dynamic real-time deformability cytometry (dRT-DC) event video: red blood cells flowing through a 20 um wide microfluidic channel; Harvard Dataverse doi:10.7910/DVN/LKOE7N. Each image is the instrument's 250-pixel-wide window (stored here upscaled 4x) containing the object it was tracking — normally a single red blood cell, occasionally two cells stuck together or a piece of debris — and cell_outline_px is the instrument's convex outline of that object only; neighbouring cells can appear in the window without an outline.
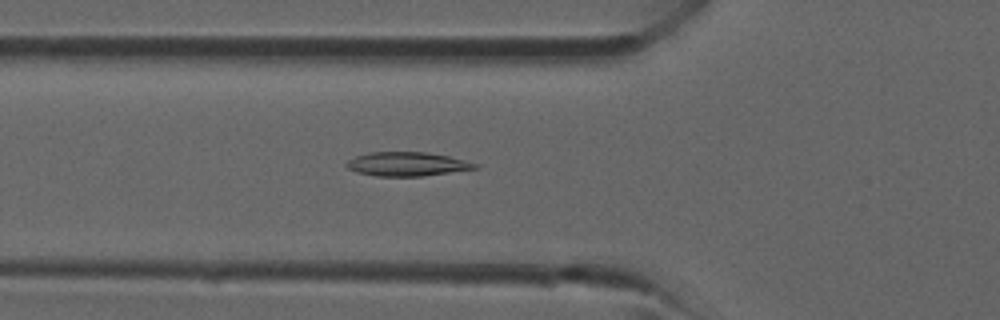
{"species": "common noctule bat (a hibernating species)", "species_latin": "Nyctalus noctula", "temperature_condition": "room temperature", "stored_images_in_passage": 38, "camera_frame_rate_fps": 3000, "um_per_image_px": 0.085, "animal": {"sex": "male", "forearm_length_mm": 52.5}, "frame": {"image": 1, "passage_image": 14, "time_ms": 4.333, "image_size_px": [1000, 320], "cell_outline_px": [[480, 168], [424, 176], [376, 176], [356, 172], [348, 168], [344, 164], [348, 160], [356, 156], [368, 152], [428, 152], [448, 156], [480, 164]], "centroid_in_image_um": [34.62, 13.94], "position_along_channel_um": 91.2, "area_um2": 18.09}}
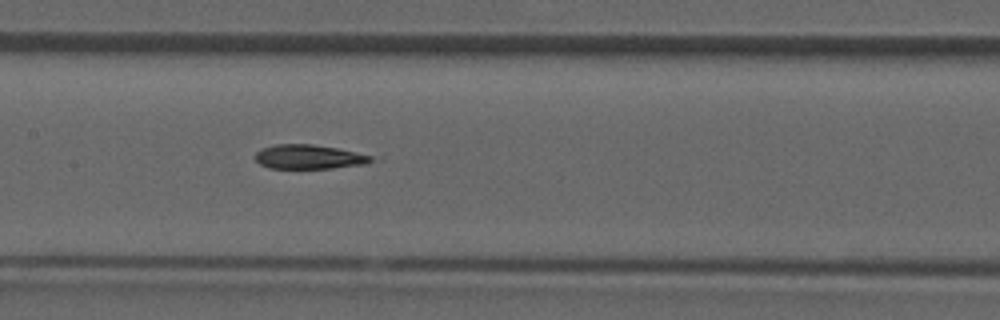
{"frame": {"image": 2, "passage_image": 19, "time_ms": 6.0, "image_size_px": [1000, 320], "cell_outline_px": [[376, 160], [368, 164], [332, 168], [268, 168], [260, 164], [256, 160], [256, 152], [264, 148], [276, 144], [312, 144], [336, 148], [356, 152], [372, 156]], "centroid_in_image_um": [26.3, 13.34], "position_along_channel_um": 181.1, "area_um2": 16.36}}
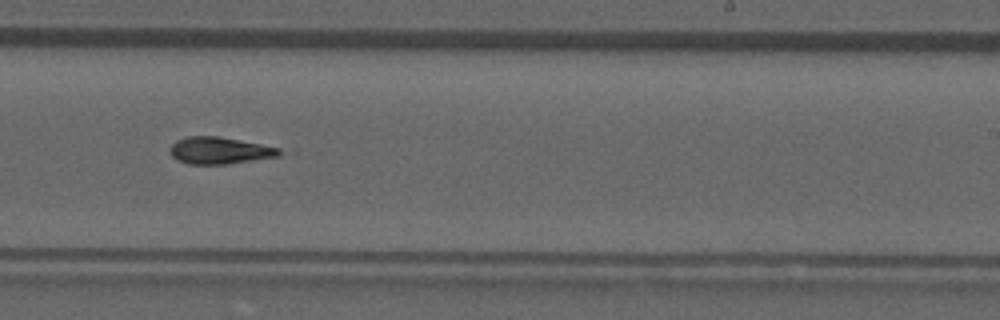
{"frame": {"image": 3, "passage_image": 24, "time_ms": 7.667, "image_size_px": [1000, 320], "cell_outline_px": [[288, 152], [280, 156], [224, 164], [188, 164], [176, 160], [168, 152], [168, 148], [176, 140], [188, 136], [216, 136], [260, 144], [280, 148]], "centroid_in_image_um": [18.66, 12.8], "position_along_channel_um": 270.3, "area_um2": 17.28}}